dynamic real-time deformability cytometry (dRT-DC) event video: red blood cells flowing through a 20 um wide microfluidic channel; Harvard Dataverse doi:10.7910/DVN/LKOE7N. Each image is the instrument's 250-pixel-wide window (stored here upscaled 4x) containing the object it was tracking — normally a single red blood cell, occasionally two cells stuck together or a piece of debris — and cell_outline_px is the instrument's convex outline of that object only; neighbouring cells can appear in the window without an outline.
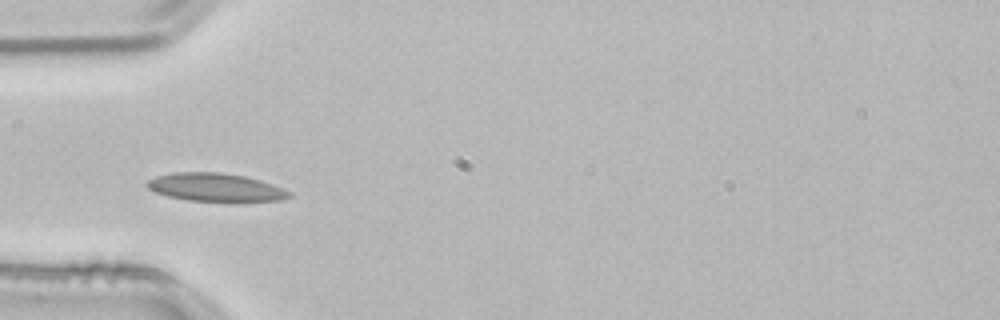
{"species": "common noctule bat (a hibernating species)", "species_latin": "Nyctalus noctula", "temperature_condition": "room temperature", "stored_images_in_passage": 38, "camera_frame_rate_fps": 3000, "um_per_image_px": 0.085, "animal": {"sex": "male", "body_mass_g": 21.5, "forearm_length_mm": 52.0}, "frame": {"image": 1, "passage_image": 1, "time_ms": 0.0, "image_size_px": [1000, 320], "cell_outline_px": [[292, 196], [280, 200], [188, 200], [168, 196], [156, 192], [148, 188], [144, 184], [148, 180], [156, 176], [176, 172], [220, 172], [244, 176], [260, 180], [272, 184], [292, 192]], "centroid_in_image_um": [18.29, 15.9], "position_along_channel_um": 66.7, "area_um2": 22.83}}
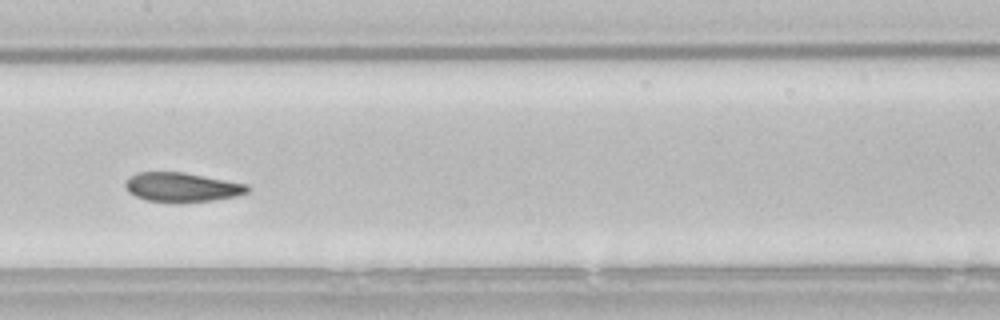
{"frame": {"image": 2, "passage_image": 11, "time_ms": 3.333, "image_size_px": [1000, 320], "cell_outline_px": [[248, 192], [236, 196], [212, 200], [180, 204], [176, 204], [148, 200], [136, 196], [128, 192], [124, 184], [136, 172], [184, 172], [248, 184]], "centroid_in_image_um": [15.46, 15.93], "position_along_channel_um": 191.9, "area_um2": 21.04}}
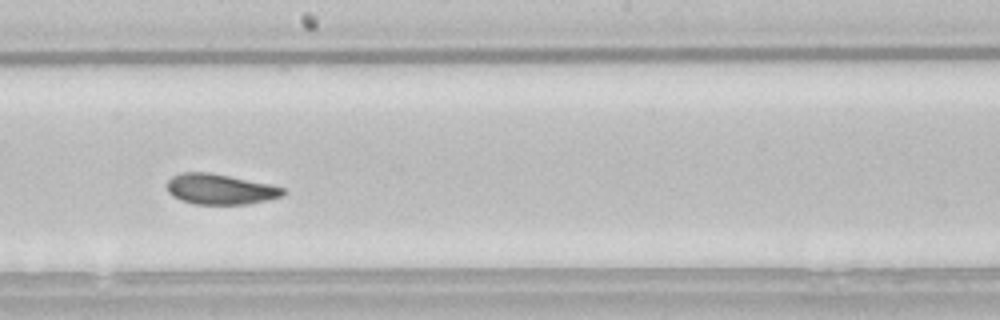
{"frame": {"image": 3, "passage_image": 14, "time_ms": 4.333, "image_size_px": [1000, 320], "cell_outline_px": [[288, 192], [284, 196], [268, 200], [248, 204], [196, 204], [180, 200], [172, 196], [168, 192], [168, 180], [172, 176], [180, 172], [208, 172], [272, 184], [284, 188]], "centroid_in_image_um": [18.75, 16.08], "position_along_channel_um": 229.4, "area_um2": 20.81}, "authors_computed_cell_mechanics": {"area_um2": 21.097, "velocity_mm_per_s": 3.7533, "shape_relaxation_time_tau1_ms": 4.7067, "shape_relaxation_time_tau2_ms": 6.4919, "deformation_change_tau1": 0.1191, "deformation_change_tau2": 0.0845}}